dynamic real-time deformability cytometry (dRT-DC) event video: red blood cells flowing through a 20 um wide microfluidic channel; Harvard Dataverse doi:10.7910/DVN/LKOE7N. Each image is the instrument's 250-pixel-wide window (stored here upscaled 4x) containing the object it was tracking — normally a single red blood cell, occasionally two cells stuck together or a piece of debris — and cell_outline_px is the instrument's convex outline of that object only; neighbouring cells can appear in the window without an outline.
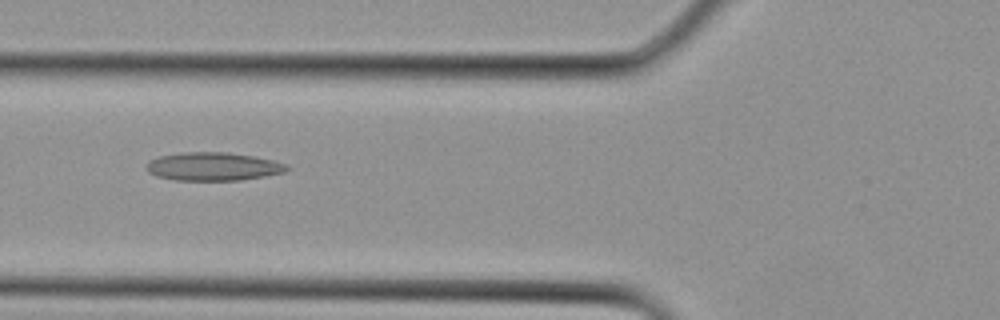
{"species": "Egyptian fruit bat (a non-hibernating species)", "species_latin": "Rousettus aegyptiacus", "temperature_condition": "cold", "stored_images_in_passage": 12, "camera_frame_rate_fps": 3000, "um_per_image_px": 0.085, "animal": {"sex": "female"}, "frame": {"image": 1, "passage_image": 3, "time_ms": 0.667, "image_size_px": [1000, 320], "cell_outline_px": [[292, 168], [284, 172], [264, 176], [240, 180], [176, 180], [156, 176], [148, 172], [144, 168], [148, 160], [160, 156], [184, 152], [228, 152], [252, 156], [272, 160], [288, 164]], "centroid_in_image_um": [18.1, 14.15], "position_along_channel_um": 107.7, "area_um2": 23.24}}
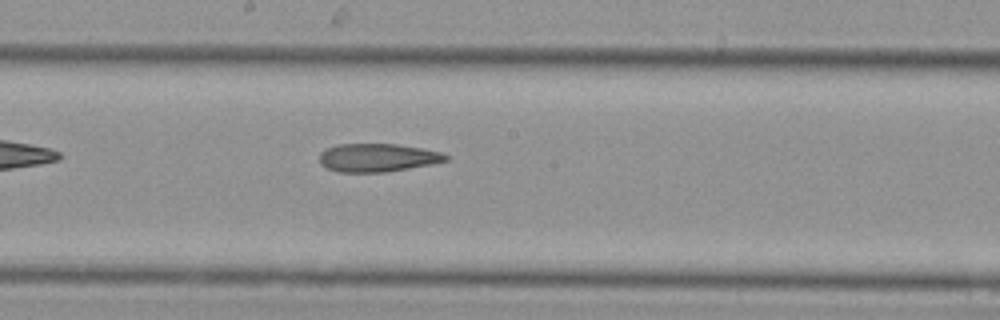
{"frame": {"image": 2, "passage_image": 8, "time_ms": 2.333, "image_size_px": [1000, 320], "cell_outline_px": [[448, 160], [432, 164], [388, 172], [336, 172], [324, 168], [320, 164], [320, 152], [324, 148], [340, 144], [396, 144], [420, 148], [440, 152], [448, 156]], "centroid_in_image_um": [32.03, 13.41], "position_along_channel_um": 216.2, "area_um2": 20.92}}
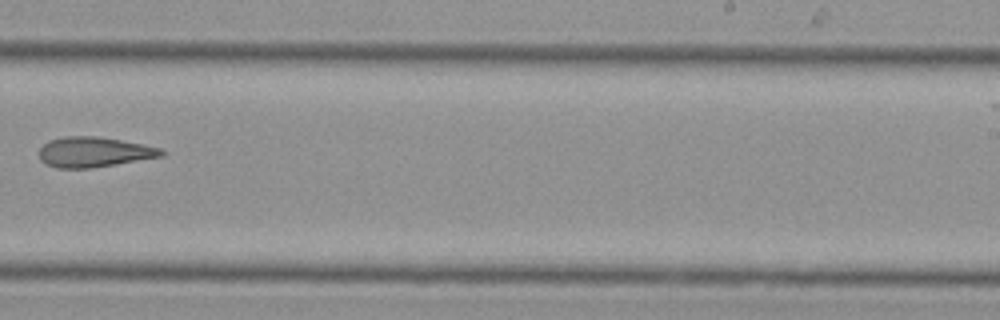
{"frame": {"image": 3, "passage_image": 11, "time_ms": 3.333, "image_size_px": [1000, 320], "cell_outline_px": [[164, 156], [92, 168], [56, 168], [44, 164], [40, 160], [40, 148], [48, 140], [64, 136], [96, 136], [144, 144], [160, 148], [164, 152]], "centroid_in_image_um": [7.96, 12.93], "position_along_channel_um": 281.0, "area_um2": 21.56}}